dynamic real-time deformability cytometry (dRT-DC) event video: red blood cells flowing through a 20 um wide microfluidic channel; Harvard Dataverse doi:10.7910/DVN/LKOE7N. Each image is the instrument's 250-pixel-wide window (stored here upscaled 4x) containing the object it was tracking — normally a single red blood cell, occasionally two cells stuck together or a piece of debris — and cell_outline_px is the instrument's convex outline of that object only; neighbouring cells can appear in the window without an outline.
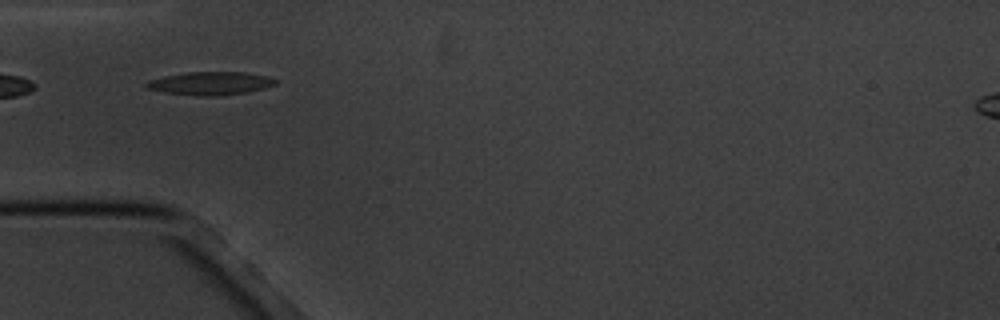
{"species": "common noctule bat (a hibernating species)", "species_latin": "Nyctalus noctula", "temperature_condition": "cold", "stored_images_in_passage": 5, "camera_frame_rate_fps": 3000, "um_per_image_px": 0.085, "animal": {"sex": "male", "body_mass_g": 20.1, "forearm_length_mm": 53.5}, "frame": {"image": 1, "passage_image": 3, "time_ms": 2.333, "image_size_px": [1000, 320], "cell_outline_px": [[280, 80], [276, 84], [264, 88], [248, 92], [204, 96], [196, 96], [164, 92], [144, 88], [144, 84], [148, 80], [164, 76], [188, 72], [244, 72], [264, 76]], "centroid_in_image_um": [17.84, 7.08], "position_along_channel_um": 67.2, "area_um2": 17.34}}
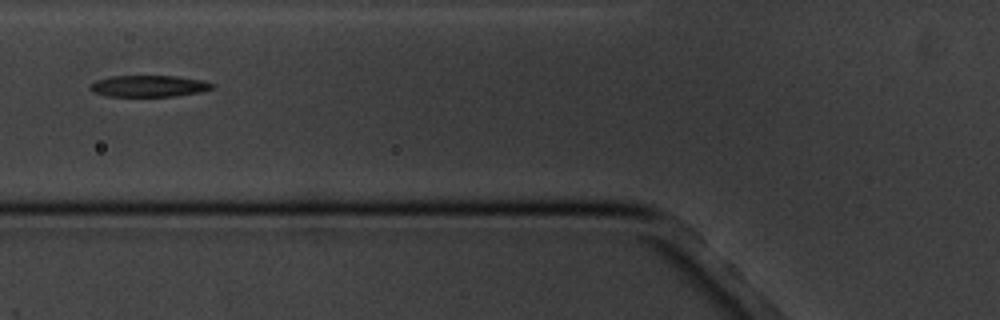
{"frame": {"image": 2, "passage_image": 4, "time_ms": 3.667, "image_size_px": [1000, 320], "cell_outline_px": [[216, 84], [212, 88], [200, 92], [172, 96], [108, 96], [96, 92], [88, 88], [88, 84], [96, 80], [112, 76], [176, 76], [200, 80]], "centroid_in_image_um": [12.62, 7.31], "position_along_channel_um": 113.2, "area_um2": 15.14}}
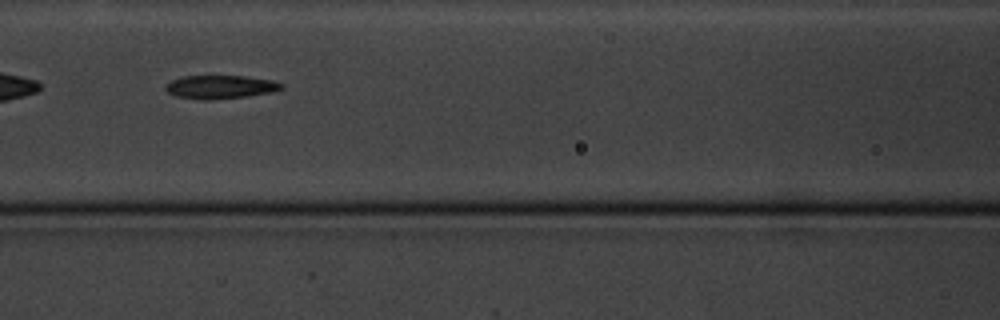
{"frame": {"image": 3, "passage_image": 5, "time_ms": 4.667, "image_size_px": [1000, 320], "cell_outline_px": [[284, 88], [272, 92], [248, 96], [208, 100], [204, 100], [176, 96], [168, 92], [164, 88], [164, 84], [172, 80], [184, 76], [244, 76], [272, 80], [284, 84]], "centroid_in_image_um": [18.73, 7.39], "position_along_channel_um": 147.9, "area_um2": 15.84}}